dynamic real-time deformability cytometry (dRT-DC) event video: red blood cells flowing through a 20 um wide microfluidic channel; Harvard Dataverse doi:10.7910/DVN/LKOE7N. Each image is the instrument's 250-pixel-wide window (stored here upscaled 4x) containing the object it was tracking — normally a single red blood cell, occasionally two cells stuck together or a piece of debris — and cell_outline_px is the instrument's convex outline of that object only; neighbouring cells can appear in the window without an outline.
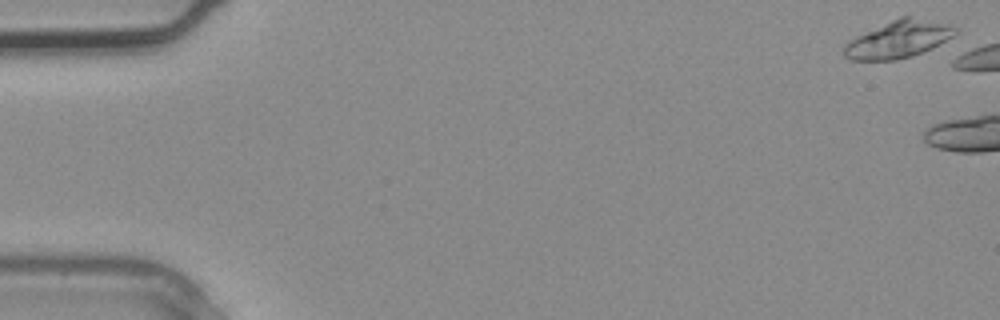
{"species": "common noctule bat (a hibernating species)", "species_latin": "Nyctalus noctula", "temperature_condition": "warm", "stored_images_in_passage": 4, "camera_frame_rate_fps": 3000, "um_per_image_px": 0.085, "animal": {"sex": "male", "body_mass_g": 20.4}, "frame": {"image": 1, "passage_image": 1, "time_ms": 0.0, "image_size_px": [1000, 320], "cell_outline_px": [[960, 32], [932, 48], [912, 56], [896, 60], [848, 60], [844, 56], [844, 44], [848, 40], [856, 36], [900, 16], [908, 16], [948, 24], [956, 28]], "centroid_in_image_um": [76.34, 3.35], "position_along_channel_um": 8.7, "area_um2": 24.04}}